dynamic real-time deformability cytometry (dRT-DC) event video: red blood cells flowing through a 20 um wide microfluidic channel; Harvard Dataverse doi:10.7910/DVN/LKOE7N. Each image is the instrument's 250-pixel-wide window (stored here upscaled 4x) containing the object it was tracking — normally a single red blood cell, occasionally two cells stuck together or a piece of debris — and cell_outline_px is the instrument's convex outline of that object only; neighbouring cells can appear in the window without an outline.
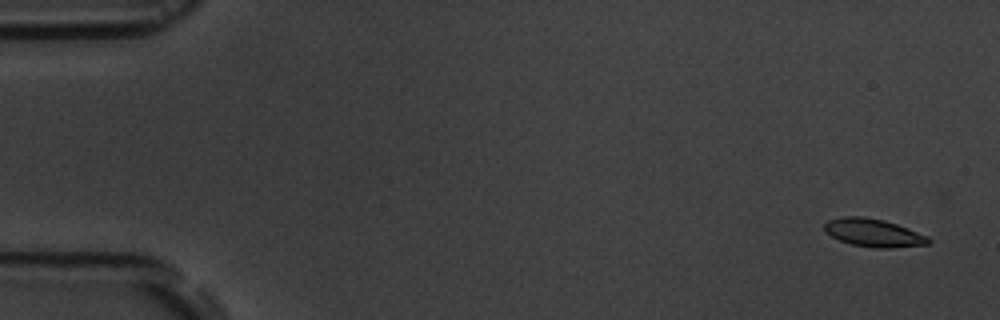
{"species": "common noctule bat (a hibernating species)", "species_latin": "Nyctalus noctula", "temperature_condition": "room temperature", "stored_images_in_passage": 5, "camera_frame_rate_fps": 3000, "um_per_image_px": 0.085, "animal": {"sex": "male", "body_mass_g": 19.5, "forearm_length_mm": 54.6}, "frame": {"image": 1, "passage_image": 1, "time_ms": 0.0, "image_size_px": [1000, 320], "cell_outline_px": [[932, 240], [928, 244], [892, 248], [876, 248], [852, 244], [840, 240], [824, 232], [824, 224], [828, 220], [844, 216], [864, 216], [884, 220], [896, 224], [928, 236]], "centroid_in_image_um": [74.24, 19.78], "position_along_channel_um": 10.8, "area_um2": 16.94}}
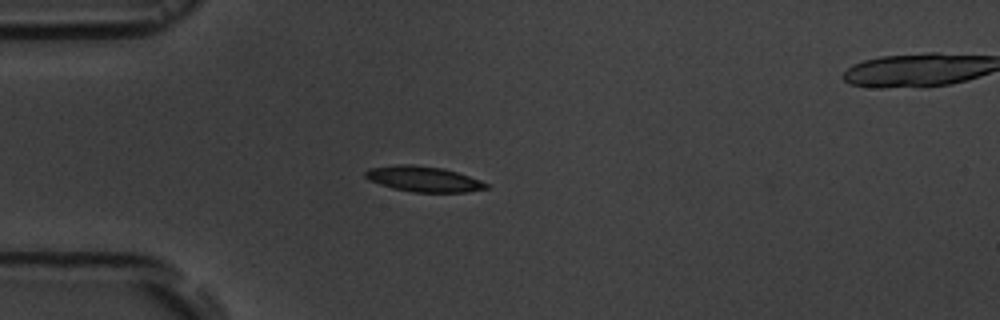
{"frame": {"image": 2, "passage_image": 4, "time_ms": 4.333, "image_size_px": [1000, 320], "cell_outline_px": [[488, 188], [468, 192], [412, 192], [392, 188], [368, 180], [364, 176], [364, 172], [368, 168], [396, 164], [412, 164], [444, 168], [480, 180], [488, 184]], "centroid_in_image_um": [35.96, 15.21], "position_along_channel_um": 49.0, "area_um2": 18.03}}